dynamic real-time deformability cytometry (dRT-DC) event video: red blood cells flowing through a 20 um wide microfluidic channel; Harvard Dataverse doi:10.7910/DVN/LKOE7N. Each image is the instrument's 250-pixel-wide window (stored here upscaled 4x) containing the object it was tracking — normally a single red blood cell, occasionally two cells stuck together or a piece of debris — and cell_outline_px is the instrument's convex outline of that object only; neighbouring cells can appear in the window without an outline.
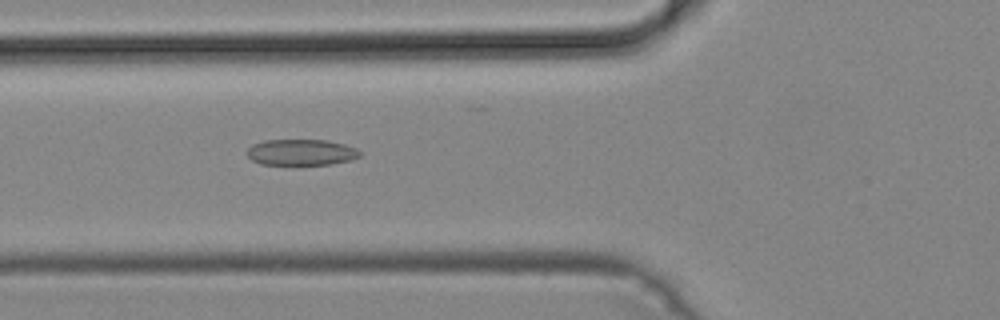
{"species": "common noctule bat (a hibernating species)", "species_latin": "Nyctalus noctula", "temperature_condition": "cold", "stored_images_in_passage": 35, "camera_frame_rate_fps": 3000, "um_per_image_px": 0.085, "animal": {"sex": "male", "body_mass_g": 19.2, "forearm_length_mm": 51.8}, "frame": {"image": 1, "passage_image": 10, "time_ms": 3.0, "image_size_px": [1000, 320], "cell_outline_px": [[360, 156], [352, 160], [328, 164], [300, 168], [260, 164], [252, 160], [244, 152], [252, 144], [264, 140], [328, 140], [344, 144], [356, 148], [360, 152]], "centroid_in_image_um": [25.55, 13.0], "position_along_channel_um": 100.2, "area_um2": 18.15}}
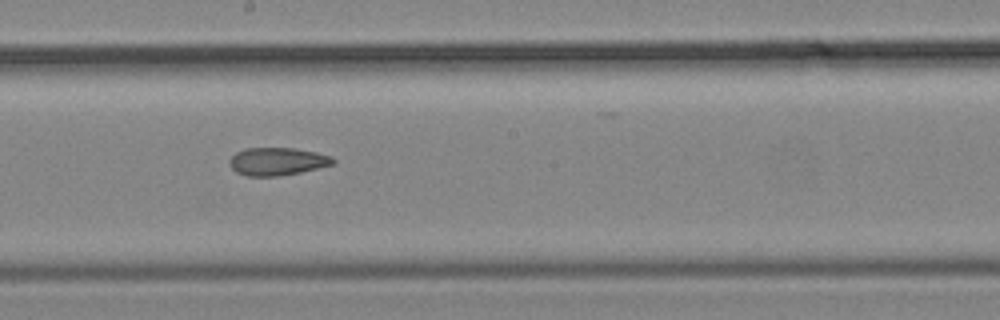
{"frame": {"image": 2, "passage_image": 19, "time_ms": 6.0, "image_size_px": [1000, 320], "cell_outline_px": [[336, 164], [300, 172], [280, 176], [248, 176], [236, 172], [228, 164], [228, 160], [236, 152], [244, 148], [296, 148], [316, 152], [332, 156], [336, 160]], "centroid_in_image_um": [23.58, 13.72], "position_along_channel_um": 224.6, "area_um2": 16.99}}
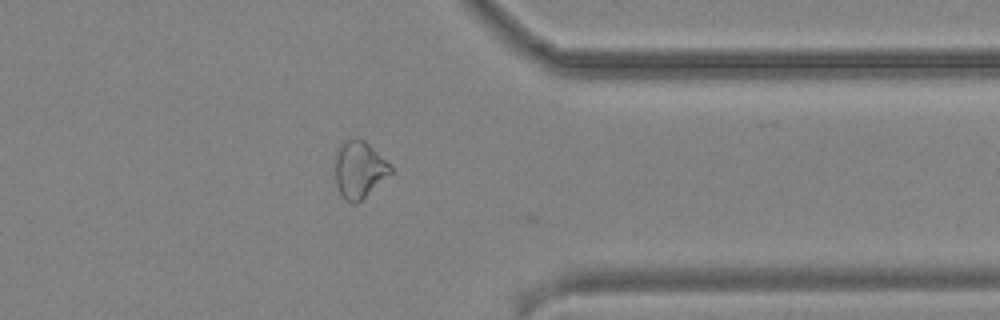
{"frame": {"image": 3, "passage_image": 31, "time_ms": 10.0, "image_size_px": [1000, 320], "cell_outline_px": [[392, 172], [356, 204], [352, 204], [344, 200], [340, 196], [336, 184], [336, 148], [348, 136], [356, 136], [364, 140], [392, 164]], "centroid_in_image_um": [30.51, 14.37], "position_along_channel_um": 380.9, "area_um2": 18.79}}